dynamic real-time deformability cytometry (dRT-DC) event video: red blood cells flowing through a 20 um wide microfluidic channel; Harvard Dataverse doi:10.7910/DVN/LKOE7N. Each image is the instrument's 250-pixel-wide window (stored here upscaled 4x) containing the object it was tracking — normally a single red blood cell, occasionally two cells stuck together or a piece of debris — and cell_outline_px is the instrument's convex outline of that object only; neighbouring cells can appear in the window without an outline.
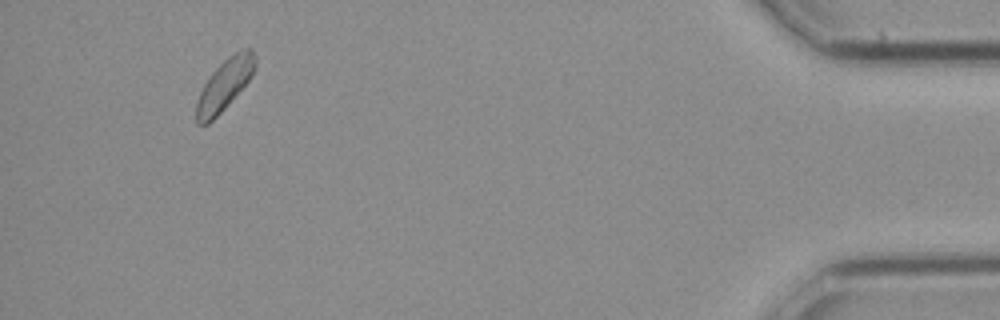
{"species": "common noctule bat (a hibernating species)", "species_latin": "Nyctalus noctula", "temperature_condition": "cold", "stored_images_in_passage": 22, "camera_frame_rate_fps": 3000, "um_per_image_px": 0.085, "animal": {"sex": "female", "body_mass_g": 21.9}, "frame": {"image": 1, "passage_image": 22, "time_ms": 7.0, "image_size_px": [1000, 320], "cell_outline_px": [[256, 64], [252, 76], [224, 108], [208, 124], [196, 124], [196, 100], [208, 76], [228, 56], [244, 48], [252, 48], [256, 56]], "centroid_in_image_um": [19.08, 7.18], "position_along_channel_um": 416.1, "area_um2": 17.34}}